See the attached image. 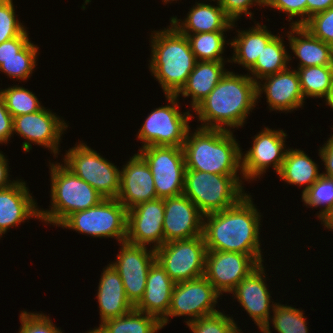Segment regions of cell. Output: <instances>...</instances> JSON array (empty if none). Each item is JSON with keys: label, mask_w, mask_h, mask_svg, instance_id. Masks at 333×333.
<instances>
[{"label": "cell", "mask_w": 333, "mask_h": 333, "mask_svg": "<svg viewBox=\"0 0 333 333\" xmlns=\"http://www.w3.org/2000/svg\"><path fill=\"white\" fill-rule=\"evenodd\" d=\"M260 217L249 194L225 210L205 214L202 235L206 249L262 255Z\"/></svg>", "instance_id": "6da1fadb"}, {"label": "cell", "mask_w": 333, "mask_h": 333, "mask_svg": "<svg viewBox=\"0 0 333 333\" xmlns=\"http://www.w3.org/2000/svg\"><path fill=\"white\" fill-rule=\"evenodd\" d=\"M257 102V83L249 75L227 71L193 110L203 122L200 128L231 131L243 127Z\"/></svg>", "instance_id": "7a4b0ae2"}, {"label": "cell", "mask_w": 333, "mask_h": 333, "mask_svg": "<svg viewBox=\"0 0 333 333\" xmlns=\"http://www.w3.org/2000/svg\"><path fill=\"white\" fill-rule=\"evenodd\" d=\"M189 132L182 147L186 170L237 175L240 169L242 175V152L232 131L198 127Z\"/></svg>", "instance_id": "3957f363"}, {"label": "cell", "mask_w": 333, "mask_h": 333, "mask_svg": "<svg viewBox=\"0 0 333 333\" xmlns=\"http://www.w3.org/2000/svg\"><path fill=\"white\" fill-rule=\"evenodd\" d=\"M154 32L151 35L150 72L160 83L165 95H176L194 69V53L186 35L174 25Z\"/></svg>", "instance_id": "277c9868"}, {"label": "cell", "mask_w": 333, "mask_h": 333, "mask_svg": "<svg viewBox=\"0 0 333 333\" xmlns=\"http://www.w3.org/2000/svg\"><path fill=\"white\" fill-rule=\"evenodd\" d=\"M50 164L51 209L40 210V220L60 226L71 214L99 204L104 197L65 165Z\"/></svg>", "instance_id": "5b68a950"}, {"label": "cell", "mask_w": 333, "mask_h": 333, "mask_svg": "<svg viewBox=\"0 0 333 333\" xmlns=\"http://www.w3.org/2000/svg\"><path fill=\"white\" fill-rule=\"evenodd\" d=\"M242 182L238 175L186 170L183 194L205 215L235 205L247 194Z\"/></svg>", "instance_id": "8992f818"}, {"label": "cell", "mask_w": 333, "mask_h": 333, "mask_svg": "<svg viewBox=\"0 0 333 333\" xmlns=\"http://www.w3.org/2000/svg\"><path fill=\"white\" fill-rule=\"evenodd\" d=\"M60 227L99 238H116L121 242L127 236V209L116 198H104L96 206L71 214Z\"/></svg>", "instance_id": "52a82bcc"}, {"label": "cell", "mask_w": 333, "mask_h": 333, "mask_svg": "<svg viewBox=\"0 0 333 333\" xmlns=\"http://www.w3.org/2000/svg\"><path fill=\"white\" fill-rule=\"evenodd\" d=\"M66 152L63 165L104 198L118 197L121 171L113 163L81 142Z\"/></svg>", "instance_id": "ba28073f"}, {"label": "cell", "mask_w": 333, "mask_h": 333, "mask_svg": "<svg viewBox=\"0 0 333 333\" xmlns=\"http://www.w3.org/2000/svg\"><path fill=\"white\" fill-rule=\"evenodd\" d=\"M169 105L158 107L151 111L138 131V139L143 142L142 147L174 146L183 147L188 122L193 118L189 111L180 112L178 97L165 95Z\"/></svg>", "instance_id": "9c48e42d"}, {"label": "cell", "mask_w": 333, "mask_h": 333, "mask_svg": "<svg viewBox=\"0 0 333 333\" xmlns=\"http://www.w3.org/2000/svg\"><path fill=\"white\" fill-rule=\"evenodd\" d=\"M155 252L156 260L175 283L204 276L207 249L203 235L166 242Z\"/></svg>", "instance_id": "30bf717a"}, {"label": "cell", "mask_w": 333, "mask_h": 333, "mask_svg": "<svg viewBox=\"0 0 333 333\" xmlns=\"http://www.w3.org/2000/svg\"><path fill=\"white\" fill-rule=\"evenodd\" d=\"M139 152L153 175L157 198L183 194L186 165L182 147L148 146Z\"/></svg>", "instance_id": "8fae6325"}, {"label": "cell", "mask_w": 333, "mask_h": 333, "mask_svg": "<svg viewBox=\"0 0 333 333\" xmlns=\"http://www.w3.org/2000/svg\"><path fill=\"white\" fill-rule=\"evenodd\" d=\"M263 255L207 250L204 277L220 294H229L263 262Z\"/></svg>", "instance_id": "7c38bea8"}, {"label": "cell", "mask_w": 333, "mask_h": 333, "mask_svg": "<svg viewBox=\"0 0 333 333\" xmlns=\"http://www.w3.org/2000/svg\"><path fill=\"white\" fill-rule=\"evenodd\" d=\"M219 296L221 295L204 276L175 283L169 311L161 320L162 327L168 323L169 317L185 315L191 317L186 321L188 323L218 312L214 308Z\"/></svg>", "instance_id": "4fadbf2b"}, {"label": "cell", "mask_w": 333, "mask_h": 333, "mask_svg": "<svg viewBox=\"0 0 333 333\" xmlns=\"http://www.w3.org/2000/svg\"><path fill=\"white\" fill-rule=\"evenodd\" d=\"M120 253L112 266L122 279L126 296L135 307L143 297L146 278L152 264L156 261L155 249L146 246L121 242Z\"/></svg>", "instance_id": "5bb4252c"}, {"label": "cell", "mask_w": 333, "mask_h": 333, "mask_svg": "<svg viewBox=\"0 0 333 333\" xmlns=\"http://www.w3.org/2000/svg\"><path fill=\"white\" fill-rule=\"evenodd\" d=\"M67 127L64 119L61 120L56 113L54 114L44 107L34 113L13 117V133L15 132L25 139L22 144L25 152H30L33 142L49 148L51 153L57 157L59 142Z\"/></svg>", "instance_id": "9a60e30c"}, {"label": "cell", "mask_w": 333, "mask_h": 333, "mask_svg": "<svg viewBox=\"0 0 333 333\" xmlns=\"http://www.w3.org/2000/svg\"><path fill=\"white\" fill-rule=\"evenodd\" d=\"M286 133L283 130L262 129L254 137L252 147L246 154L242 153V178L246 181L260 178L272 166L278 173L281 169L287 149L285 150Z\"/></svg>", "instance_id": "2e32d148"}, {"label": "cell", "mask_w": 333, "mask_h": 333, "mask_svg": "<svg viewBox=\"0 0 333 333\" xmlns=\"http://www.w3.org/2000/svg\"><path fill=\"white\" fill-rule=\"evenodd\" d=\"M164 199H155L140 203L127 210L126 242L134 245L148 246L153 249L161 247L163 233Z\"/></svg>", "instance_id": "e0dca14e"}, {"label": "cell", "mask_w": 333, "mask_h": 333, "mask_svg": "<svg viewBox=\"0 0 333 333\" xmlns=\"http://www.w3.org/2000/svg\"><path fill=\"white\" fill-rule=\"evenodd\" d=\"M263 263L254 269L247 277L242 279L231 292L234 298L252 317L256 326L266 333L270 331V309L275 307L268 291ZM264 274V275H263ZM272 302V304H270ZM271 307V308H270Z\"/></svg>", "instance_id": "ac0fdd59"}, {"label": "cell", "mask_w": 333, "mask_h": 333, "mask_svg": "<svg viewBox=\"0 0 333 333\" xmlns=\"http://www.w3.org/2000/svg\"><path fill=\"white\" fill-rule=\"evenodd\" d=\"M204 214L184 194L164 199V242L191 239L203 233Z\"/></svg>", "instance_id": "d6986e66"}, {"label": "cell", "mask_w": 333, "mask_h": 333, "mask_svg": "<svg viewBox=\"0 0 333 333\" xmlns=\"http://www.w3.org/2000/svg\"><path fill=\"white\" fill-rule=\"evenodd\" d=\"M120 191L116 198L127 210L157 199L153 175L147 162L137 153L123 165Z\"/></svg>", "instance_id": "ffe728a7"}, {"label": "cell", "mask_w": 333, "mask_h": 333, "mask_svg": "<svg viewBox=\"0 0 333 333\" xmlns=\"http://www.w3.org/2000/svg\"><path fill=\"white\" fill-rule=\"evenodd\" d=\"M257 83V99L265 92L270 110L291 112L303 107L304 98L297 70L284 71L264 77Z\"/></svg>", "instance_id": "44dd1931"}, {"label": "cell", "mask_w": 333, "mask_h": 333, "mask_svg": "<svg viewBox=\"0 0 333 333\" xmlns=\"http://www.w3.org/2000/svg\"><path fill=\"white\" fill-rule=\"evenodd\" d=\"M28 190L22 180L0 190V237L24 220L40 219V210Z\"/></svg>", "instance_id": "7402d4cb"}, {"label": "cell", "mask_w": 333, "mask_h": 333, "mask_svg": "<svg viewBox=\"0 0 333 333\" xmlns=\"http://www.w3.org/2000/svg\"><path fill=\"white\" fill-rule=\"evenodd\" d=\"M174 285L175 282L156 260L148 271L143 297L134 308L161 321L169 311Z\"/></svg>", "instance_id": "603a6c76"}, {"label": "cell", "mask_w": 333, "mask_h": 333, "mask_svg": "<svg viewBox=\"0 0 333 333\" xmlns=\"http://www.w3.org/2000/svg\"><path fill=\"white\" fill-rule=\"evenodd\" d=\"M97 299L101 323L123 316L134 309L126 296L122 279L111 263L104 268L101 275Z\"/></svg>", "instance_id": "cb8c5ba5"}, {"label": "cell", "mask_w": 333, "mask_h": 333, "mask_svg": "<svg viewBox=\"0 0 333 333\" xmlns=\"http://www.w3.org/2000/svg\"><path fill=\"white\" fill-rule=\"evenodd\" d=\"M184 19L183 21L177 19V17H171L170 19V23L182 34L227 31L235 27V22L225 14L220 3L214 6L210 3L197 2L187 13V18Z\"/></svg>", "instance_id": "d4e9b609"}, {"label": "cell", "mask_w": 333, "mask_h": 333, "mask_svg": "<svg viewBox=\"0 0 333 333\" xmlns=\"http://www.w3.org/2000/svg\"><path fill=\"white\" fill-rule=\"evenodd\" d=\"M287 34L291 50L300 60L297 68L333 65V47L301 25H291ZM298 37H297V36Z\"/></svg>", "instance_id": "484cf974"}, {"label": "cell", "mask_w": 333, "mask_h": 333, "mask_svg": "<svg viewBox=\"0 0 333 333\" xmlns=\"http://www.w3.org/2000/svg\"><path fill=\"white\" fill-rule=\"evenodd\" d=\"M224 63L225 61H196L185 85L176 96L181 94L184 98L192 97L191 107L194 109L210 94L227 72Z\"/></svg>", "instance_id": "4316f807"}, {"label": "cell", "mask_w": 333, "mask_h": 333, "mask_svg": "<svg viewBox=\"0 0 333 333\" xmlns=\"http://www.w3.org/2000/svg\"><path fill=\"white\" fill-rule=\"evenodd\" d=\"M238 35L233 39L230 46L234 49V55L228 62H234L249 70L257 61L259 54L267 43L275 36L267 30L266 25L255 24L248 30L237 31Z\"/></svg>", "instance_id": "83f0119b"}, {"label": "cell", "mask_w": 333, "mask_h": 333, "mask_svg": "<svg viewBox=\"0 0 333 333\" xmlns=\"http://www.w3.org/2000/svg\"><path fill=\"white\" fill-rule=\"evenodd\" d=\"M277 174L280 180H284L287 184L306 185L302 193L322 175L319 173L318 165L304 151L292 148H288L281 169Z\"/></svg>", "instance_id": "f1b7e54d"}, {"label": "cell", "mask_w": 333, "mask_h": 333, "mask_svg": "<svg viewBox=\"0 0 333 333\" xmlns=\"http://www.w3.org/2000/svg\"><path fill=\"white\" fill-rule=\"evenodd\" d=\"M162 328L157 317L134 308L123 316L105 320L93 330L95 333H156Z\"/></svg>", "instance_id": "f546056e"}, {"label": "cell", "mask_w": 333, "mask_h": 333, "mask_svg": "<svg viewBox=\"0 0 333 333\" xmlns=\"http://www.w3.org/2000/svg\"><path fill=\"white\" fill-rule=\"evenodd\" d=\"M284 39L275 35L263 48L259 54L256 63L248 70L251 71L249 76L258 83V80L284 71L288 68L287 64L291 59L287 52Z\"/></svg>", "instance_id": "4dcf8cb0"}, {"label": "cell", "mask_w": 333, "mask_h": 333, "mask_svg": "<svg viewBox=\"0 0 333 333\" xmlns=\"http://www.w3.org/2000/svg\"><path fill=\"white\" fill-rule=\"evenodd\" d=\"M297 72L304 98L327 99L333 87V65L302 67Z\"/></svg>", "instance_id": "1f68e13d"}, {"label": "cell", "mask_w": 333, "mask_h": 333, "mask_svg": "<svg viewBox=\"0 0 333 333\" xmlns=\"http://www.w3.org/2000/svg\"><path fill=\"white\" fill-rule=\"evenodd\" d=\"M226 31L203 32L186 35L196 61H224Z\"/></svg>", "instance_id": "d6a6232c"}, {"label": "cell", "mask_w": 333, "mask_h": 333, "mask_svg": "<svg viewBox=\"0 0 333 333\" xmlns=\"http://www.w3.org/2000/svg\"><path fill=\"white\" fill-rule=\"evenodd\" d=\"M38 49L30 41L15 57L0 59V71L13 79L27 80L36 67Z\"/></svg>", "instance_id": "836d02e7"}, {"label": "cell", "mask_w": 333, "mask_h": 333, "mask_svg": "<svg viewBox=\"0 0 333 333\" xmlns=\"http://www.w3.org/2000/svg\"><path fill=\"white\" fill-rule=\"evenodd\" d=\"M6 108L12 117L30 114L41 110L42 106L34 93L20 86H11L0 90Z\"/></svg>", "instance_id": "e575fe53"}, {"label": "cell", "mask_w": 333, "mask_h": 333, "mask_svg": "<svg viewBox=\"0 0 333 333\" xmlns=\"http://www.w3.org/2000/svg\"><path fill=\"white\" fill-rule=\"evenodd\" d=\"M272 324L278 333H309L303 310L276 303Z\"/></svg>", "instance_id": "d590c367"}, {"label": "cell", "mask_w": 333, "mask_h": 333, "mask_svg": "<svg viewBox=\"0 0 333 333\" xmlns=\"http://www.w3.org/2000/svg\"><path fill=\"white\" fill-rule=\"evenodd\" d=\"M302 201L311 208L322 206L317 215L320 218L333 206V178L322 174L310 188L302 193Z\"/></svg>", "instance_id": "8d00e7d4"}, {"label": "cell", "mask_w": 333, "mask_h": 333, "mask_svg": "<svg viewBox=\"0 0 333 333\" xmlns=\"http://www.w3.org/2000/svg\"><path fill=\"white\" fill-rule=\"evenodd\" d=\"M187 326L193 333H242L233 317L224 315L220 310L190 321Z\"/></svg>", "instance_id": "74e56055"}, {"label": "cell", "mask_w": 333, "mask_h": 333, "mask_svg": "<svg viewBox=\"0 0 333 333\" xmlns=\"http://www.w3.org/2000/svg\"><path fill=\"white\" fill-rule=\"evenodd\" d=\"M15 15L13 0H0V44L24 33V28Z\"/></svg>", "instance_id": "f35d334b"}, {"label": "cell", "mask_w": 333, "mask_h": 333, "mask_svg": "<svg viewBox=\"0 0 333 333\" xmlns=\"http://www.w3.org/2000/svg\"><path fill=\"white\" fill-rule=\"evenodd\" d=\"M302 26L313 36L333 47V7L314 14Z\"/></svg>", "instance_id": "ab89813d"}, {"label": "cell", "mask_w": 333, "mask_h": 333, "mask_svg": "<svg viewBox=\"0 0 333 333\" xmlns=\"http://www.w3.org/2000/svg\"><path fill=\"white\" fill-rule=\"evenodd\" d=\"M21 327L19 333H62L49 316L42 313H29L23 311L20 313Z\"/></svg>", "instance_id": "60d3db41"}, {"label": "cell", "mask_w": 333, "mask_h": 333, "mask_svg": "<svg viewBox=\"0 0 333 333\" xmlns=\"http://www.w3.org/2000/svg\"><path fill=\"white\" fill-rule=\"evenodd\" d=\"M266 6L288 14V21L301 16L299 20L292 21L291 25L302 26L307 21V0H267Z\"/></svg>", "instance_id": "b9f144b4"}, {"label": "cell", "mask_w": 333, "mask_h": 333, "mask_svg": "<svg viewBox=\"0 0 333 333\" xmlns=\"http://www.w3.org/2000/svg\"><path fill=\"white\" fill-rule=\"evenodd\" d=\"M267 0H221L220 6L224 10L225 14L233 21L240 19L242 14L252 18L253 14L249 12L251 5L256 4L260 7L266 6ZM241 15V16H240Z\"/></svg>", "instance_id": "7bdbcfd3"}, {"label": "cell", "mask_w": 333, "mask_h": 333, "mask_svg": "<svg viewBox=\"0 0 333 333\" xmlns=\"http://www.w3.org/2000/svg\"><path fill=\"white\" fill-rule=\"evenodd\" d=\"M30 42L27 30L11 40L0 44V59H10Z\"/></svg>", "instance_id": "ee69618b"}, {"label": "cell", "mask_w": 333, "mask_h": 333, "mask_svg": "<svg viewBox=\"0 0 333 333\" xmlns=\"http://www.w3.org/2000/svg\"><path fill=\"white\" fill-rule=\"evenodd\" d=\"M13 134V117L7 110L4 99L0 94V143H7Z\"/></svg>", "instance_id": "f6af8a7d"}, {"label": "cell", "mask_w": 333, "mask_h": 333, "mask_svg": "<svg viewBox=\"0 0 333 333\" xmlns=\"http://www.w3.org/2000/svg\"><path fill=\"white\" fill-rule=\"evenodd\" d=\"M320 159L324 163L326 173H322L325 176L333 178V134H331L328 141L320 147L319 154Z\"/></svg>", "instance_id": "bcb514c9"}, {"label": "cell", "mask_w": 333, "mask_h": 333, "mask_svg": "<svg viewBox=\"0 0 333 333\" xmlns=\"http://www.w3.org/2000/svg\"><path fill=\"white\" fill-rule=\"evenodd\" d=\"M333 7V0H307V20L314 14Z\"/></svg>", "instance_id": "7dc6e473"}, {"label": "cell", "mask_w": 333, "mask_h": 333, "mask_svg": "<svg viewBox=\"0 0 333 333\" xmlns=\"http://www.w3.org/2000/svg\"><path fill=\"white\" fill-rule=\"evenodd\" d=\"M7 161L8 159H6L4 154L0 151V190L7 188L16 182V180L11 181L9 179V166Z\"/></svg>", "instance_id": "c3c4849f"}, {"label": "cell", "mask_w": 333, "mask_h": 333, "mask_svg": "<svg viewBox=\"0 0 333 333\" xmlns=\"http://www.w3.org/2000/svg\"><path fill=\"white\" fill-rule=\"evenodd\" d=\"M321 223H324V227L333 231V206L329 208L324 215H322L320 218Z\"/></svg>", "instance_id": "681fc988"}, {"label": "cell", "mask_w": 333, "mask_h": 333, "mask_svg": "<svg viewBox=\"0 0 333 333\" xmlns=\"http://www.w3.org/2000/svg\"><path fill=\"white\" fill-rule=\"evenodd\" d=\"M326 104L329 105L333 109V87L330 91L329 96L326 99Z\"/></svg>", "instance_id": "f907efd6"}, {"label": "cell", "mask_w": 333, "mask_h": 333, "mask_svg": "<svg viewBox=\"0 0 333 333\" xmlns=\"http://www.w3.org/2000/svg\"><path fill=\"white\" fill-rule=\"evenodd\" d=\"M170 1H174V0H163L164 3H167V2H170Z\"/></svg>", "instance_id": "816d5d0a"}, {"label": "cell", "mask_w": 333, "mask_h": 333, "mask_svg": "<svg viewBox=\"0 0 333 333\" xmlns=\"http://www.w3.org/2000/svg\"><path fill=\"white\" fill-rule=\"evenodd\" d=\"M88 333H95V331L94 330H90V331H88Z\"/></svg>", "instance_id": "f5cc1de1"}]
</instances>
